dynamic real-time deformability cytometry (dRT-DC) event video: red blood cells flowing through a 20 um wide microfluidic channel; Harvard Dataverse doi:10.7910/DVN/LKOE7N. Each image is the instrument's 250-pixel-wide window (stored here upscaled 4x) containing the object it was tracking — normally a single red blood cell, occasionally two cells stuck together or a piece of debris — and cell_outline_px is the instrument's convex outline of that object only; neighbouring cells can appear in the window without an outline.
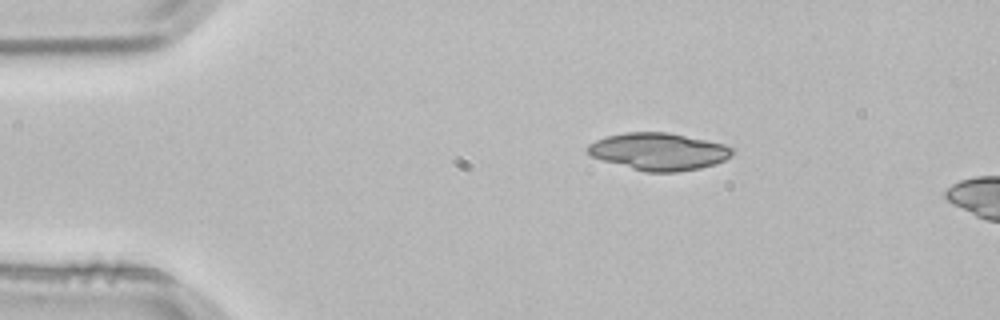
{"species": "common noctule bat (a hibernating species)", "species_latin": "Nyctalus noctula", "temperature_condition": "room temperature", "stored_images_in_passage": 3, "camera_frame_rate_fps": 3000, "um_per_image_px": 0.085, "animal": {"sex": "male", "body_mass_g": 21.5, "forearm_length_mm": 52.0}, "frame": {"image": 1, "passage_image": 1, "time_ms": 0.0, "image_size_px": [1000, 320], "cell_outline_px": [[736, 148], [732, 156], [716, 164], [700, 168], [676, 172], [644, 172], [604, 160], [592, 156], [588, 152], [588, 144], [596, 140], [608, 136], [624, 132], [668, 132], [708, 140], [724, 144]], "centroid_in_image_um": [56.06, 12.87], "position_along_channel_um": 28.9, "area_um2": 31.44}}